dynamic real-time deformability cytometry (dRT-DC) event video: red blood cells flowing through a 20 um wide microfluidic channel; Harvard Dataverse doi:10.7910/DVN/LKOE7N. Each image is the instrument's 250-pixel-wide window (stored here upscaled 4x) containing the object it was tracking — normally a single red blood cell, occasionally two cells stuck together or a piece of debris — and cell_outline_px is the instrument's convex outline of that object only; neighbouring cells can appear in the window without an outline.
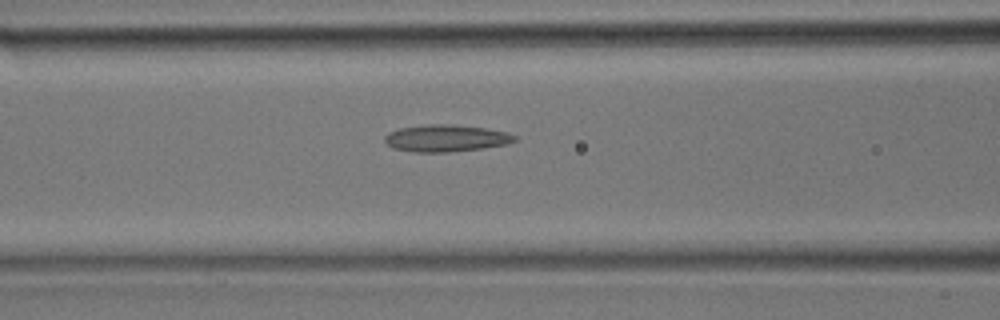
{"species": "common noctule bat (a hibernating species)", "species_latin": "Nyctalus noctula", "temperature_condition": "room temperature", "stored_images_in_passage": 24, "camera_frame_rate_fps": 3000, "um_per_image_px": 0.085, "animal": {"sex": "male", "body_mass_g": 17.9}, "frame": {"image": 1, "passage_image": 5, "time_ms": 1.333, "image_size_px": [1000, 320], "cell_outline_px": [[516, 140], [508, 144], [484, 148], [448, 152], [412, 152], [392, 148], [384, 140], [384, 136], [388, 132], [400, 128], [428, 124], [452, 124], [484, 128], [508, 132], [516, 136]], "centroid_in_image_um": [37.9, 11.75], "position_along_channel_um": 128.7, "area_um2": 20.52}}
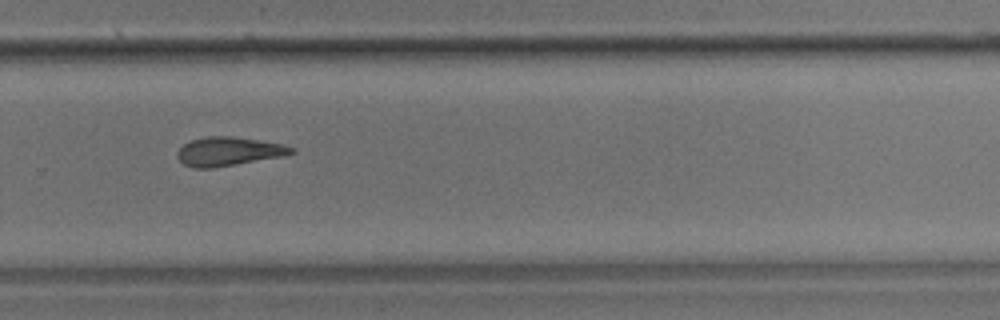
{"frame": {"image": 2, "passage_image": 14, "time_ms": 4.333, "image_size_px": [1000, 320], "cell_outline_px": [[296, 152], [284, 156], [212, 168], [192, 168], [184, 164], [176, 156], [176, 152], [184, 144], [192, 140], [208, 136], [228, 136], [256, 140], [280, 144], [296, 148]], "centroid_in_image_um": [19.42, 12.88], "position_along_channel_um": 310.4, "area_um2": 18.96}}
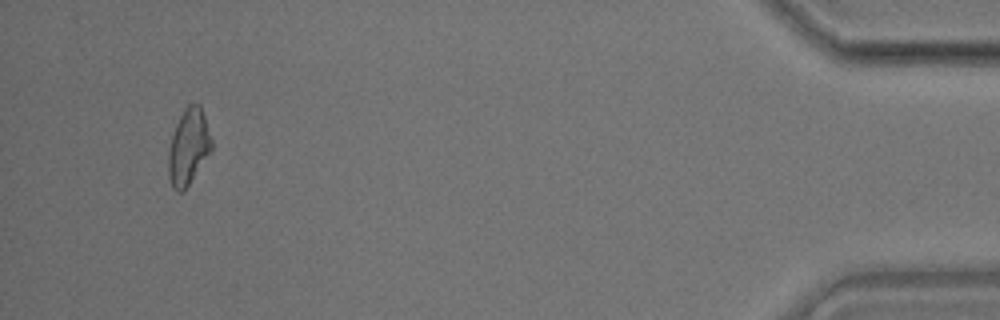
{"frame": {"image": 3, "passage_image": 23, "time_ms": 7.333, "image_size_px": [1000, 320], "cell_outline_px": [[212, 148], [184, 192], [176, 192], [172, 188], [168, 176], [168, 148], [176, 124], [184, 108], [188, 104], [200, 104], [212, 140]], "centroid_in_image_um": [15.99, 12.51], "position_along_channel_um": 419.2, "area_um2": 19.02}}